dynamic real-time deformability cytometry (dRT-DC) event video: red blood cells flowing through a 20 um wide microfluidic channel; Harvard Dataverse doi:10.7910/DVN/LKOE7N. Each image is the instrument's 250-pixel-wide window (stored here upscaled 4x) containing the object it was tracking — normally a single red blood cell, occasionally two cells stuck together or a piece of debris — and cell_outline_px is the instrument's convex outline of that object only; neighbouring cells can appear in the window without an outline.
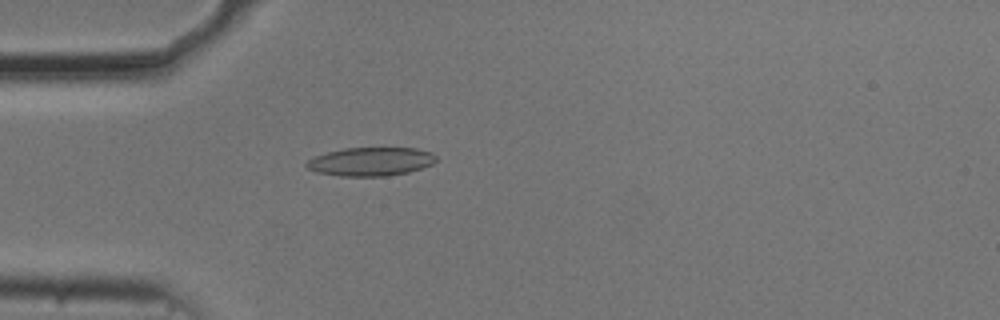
{"species": "common noctule bat (a hibernating species)", "species_latin": "Nyctalus noctula", "temperature_condition": "cold", "stored_images_in_passage": 54, "camera_frame_rate_fps": 3000, "um_per_image_px": 0.085, "animal": {"sex": "male", "body_mass_g": 20.5, "forearm_length_mm": 52.5}, "frame": {"image": 1, "passage_image": 15, "time_ms": 4.667, "image_size_px": [1000, 320], "cell_outline_px": [[436, 160], [432, 164], [408, 172], [388, 176], [340, 176], [316, 172], [308, 168], [304, 164], [308, 160], [316, 156], [328, 152], [344, 148], [416, 148], [432, 152], [436, 156]], "centroid_in_image_um": [31.52, 13.73], "position_along_channel_um": 53.5, "area_um2": 21.5}}
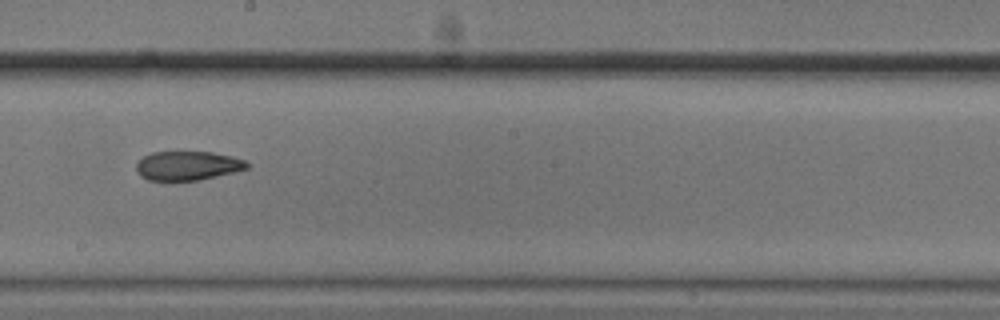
{"frame": {"image": 2, "passage_image": 30, "time_ms": 9.667, "image_size_px": [1000, 320], "cell_outline_px": [[248, 168], [200, 180], [148, 180], [140, 176], [136, 168], [136, 164], [144, 156], [152, 152], [212, 152], [232, 156], [244, 160], [248, 164]], "centroid_in_image_um": [15.93, 14.08], "position_along_channel_um": 232.3, "area_um2": 18.55}}
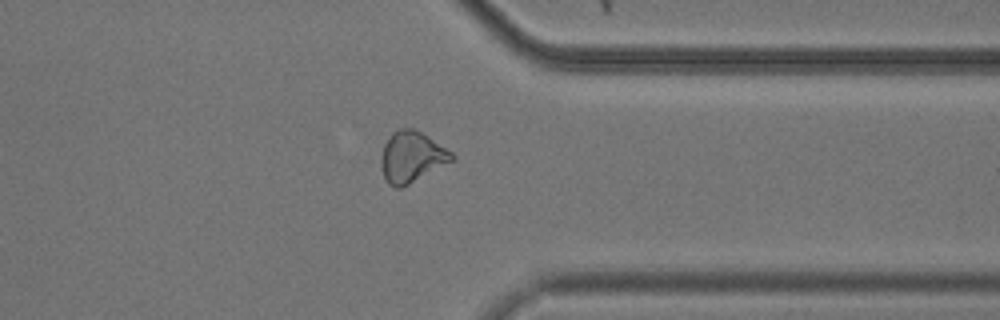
{"frame": {"image": 3, "passage_image": 42, "time_ms": 13.667, "image_size_px": [1000, 320], "cell_outline_px": [[456, 160], [400, 188], [396, 188], [388, 184], [384, 176], [380, 164], [380, 156], [384, 144], [392, 132], [400, 128], [412, 128], [428, 136], [452, 152], [456, 156]], "centroid_in_image_um": [35.0, 13.34], "position_along_channel_um": 376.4, "area_um2": 21.1}, "authors_computed_cell_mechanics": {"area_um2": 20.9236, "velocity_mm_per_s": 3.7084, "shape_relaxation_time_tau1_ms": null, "shape_relaxation_time_tau2_ms": 9.9298, "deformation_change_tau1": null, "deformation_change_tau2": 0.1685}}